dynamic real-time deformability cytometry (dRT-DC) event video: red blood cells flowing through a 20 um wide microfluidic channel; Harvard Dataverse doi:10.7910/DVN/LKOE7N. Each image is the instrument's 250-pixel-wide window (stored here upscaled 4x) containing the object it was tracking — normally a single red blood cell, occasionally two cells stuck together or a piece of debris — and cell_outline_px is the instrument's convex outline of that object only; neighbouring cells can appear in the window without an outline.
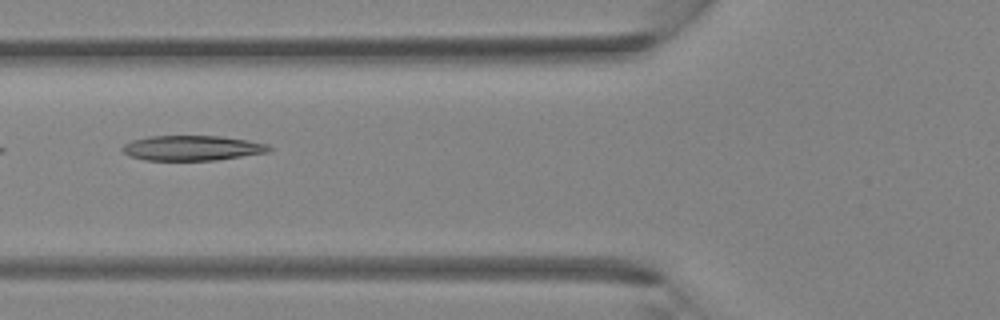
{"species": "Egyptian fruit bat (a non-hibernating species)", "species_latin": "Rousettus aegyptiacus", "temperature_condition": "room temperature", "stored_images_in_passage": 41, "camera_frame_rate_fps": 3000, "um_per_image_px": 0.085, "animal": {"sex": "female"}, "frame": {"image": 1, "passage_image": 17, "time_ms": 5.333, "image_size_px": [1000, 320], "cell_outline_px": [[272, 148], [268, 152], [216, 160], [144, 160], [128, 156], [120, 148], [124, 144], [132, 140], [148, 136], [220, 136], [248, 140], [268, 144]], "centroid_in_image_um": [16.3, 12.58], "position_along_channel_um": 109.5, "area_um2": 21.44}}
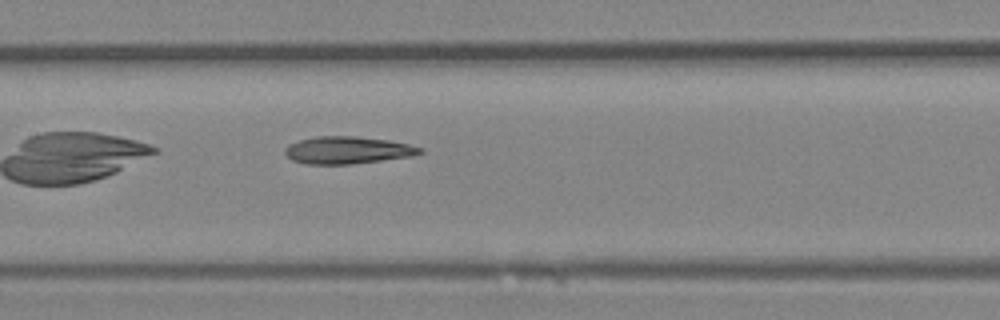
{"frame": {"image": 2, "passage_image": 21, "time_ms": 6.667, "image_size_px": [1000, 320], "cell_outline_px": [[424, 152], [412, 156], [352, 164], [304, 164], [292, 160], [284, 152], [284, 148], [288, 144], [300, 140], [316, 136], [356, 136], [388, 140], [408, 144], [424, 148]], "centroid_in_image_um": [29.54, 12.76], "position_along_channel_um": 177.9, "area_um2": 21.56}}
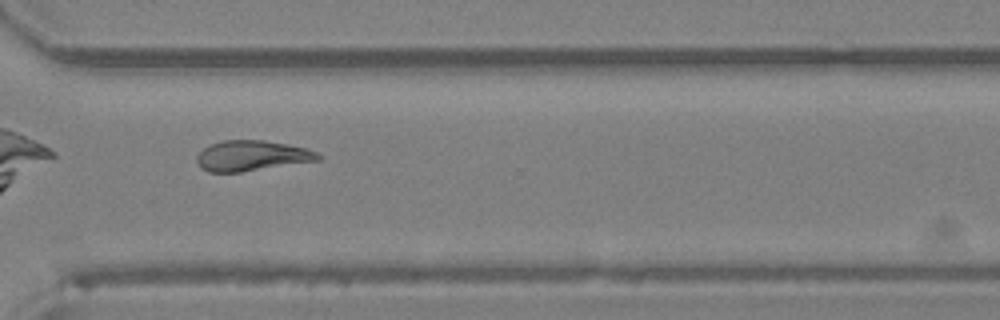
{"frame": {"image": 3, "passage_image": 31, "time_ms": 10.0, "image_size_px": [1000, 320], "cell_outline_px": [[320, 160], [240, 172], [208, 172], [200, 168], [196, 160], [196, 156], [204, 148], [212, 144], [224, 140], [264, 140], [308, 148], [316, 152], [320, 156]], "centroid_in_image_um": [21.38, 13.24], "position_along_channel_um": 349.2, "area_um2": 21.39}}